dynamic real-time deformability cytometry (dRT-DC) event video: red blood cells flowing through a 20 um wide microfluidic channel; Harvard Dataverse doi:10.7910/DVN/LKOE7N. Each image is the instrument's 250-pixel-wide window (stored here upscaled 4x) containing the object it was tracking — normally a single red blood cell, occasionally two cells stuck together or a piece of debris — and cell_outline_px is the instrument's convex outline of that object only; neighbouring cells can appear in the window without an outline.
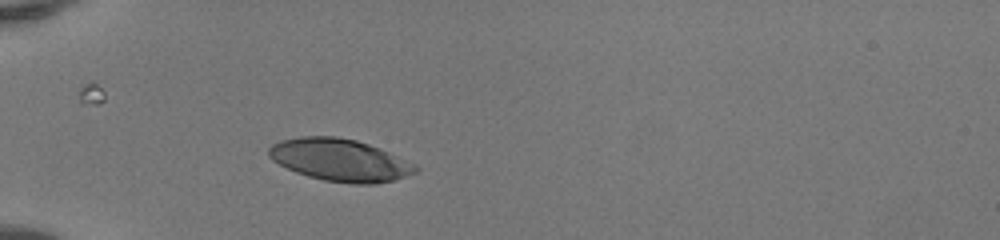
{"species": "human", "species_latin": "Homo sapiens", "temperature_condition": "room temperature", "stored_images_in_passage": 35, "camera_frame_rate_fps": 3000, "um_per_image_px": 0.085, "donor": {"sex": "female"}, "frame": {"image": 1, "passage_image": 1, "time_ms": 0.0, "image_size_px": [1000, 240], "cell_outline_px": [[420, 168], [416, 172], [396, 180], [376, 184], [352, 184], [324, 180], [308, 176], [296, 172], [272, 160], [268, 156], [268, 148], [272, 144], [280, 140], [300, 136], [336, 136], [356, 140], [380, 148], [416, 164]], "centroid_in_image_um": [28.91, 13.6], "position_along_channel_um": 56.1, "area_um2": 36.36}}
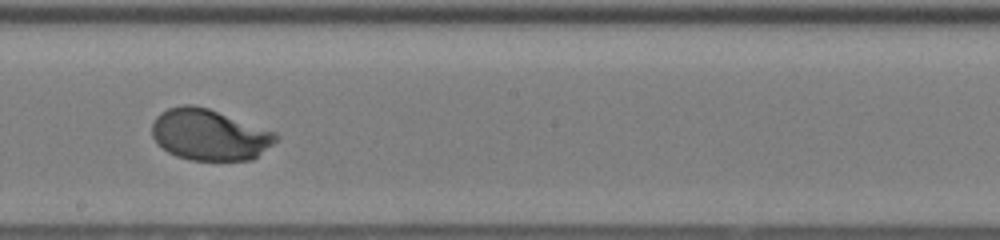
{"frame": {"image": 2, "passage_image": 15, "time_ms": 4.667, "image_size_px": [1000, 240], "cell_outline_px": [[280, 140], [252, 160], [192, 160], [176, 156], [168, 152], [156, 144], [152, 136], [152, 124], [156, 116], [160, 112], [168, 108], [184, 104], [192, 104], [208, 108], [276, 132], [280, 136]], "centroid_in_image_um": [17.81, 11.45], "position_along_channel_um": 230.4, "area_um2": 37.28}}
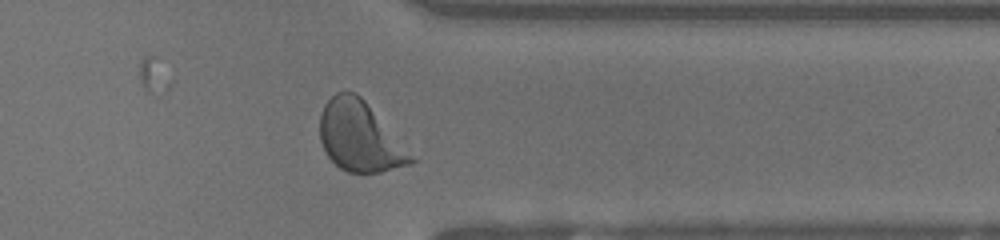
{"frame": {"image": 3, "passage_image": 26, "time_ms": 8.333, "image_size_px": [1000, 240], "cell_outline_px": [[416, 160], [412, 164], [380, 172], [348, 172], [340, 168], [324, 152], [320, 140], [320, 116], [324, 104], [336, 92], [356, 92], [364, 100]], "centroid_in_image_um": [30.54, 11.62], "position_along_channel_um": 380.9, "area_um2": 36.47}, "authors_computed_cell_mechanics": {"area_um2": 37.0498, "velocity_mm_per_s": 4.1308, "shape_relaxation_time_tau1_ms": 2.1095, "shape_relaxation_time_tau2_ms": null, "deformation_change_tau1": 0.1605, "deformation_change_tau2": null}}